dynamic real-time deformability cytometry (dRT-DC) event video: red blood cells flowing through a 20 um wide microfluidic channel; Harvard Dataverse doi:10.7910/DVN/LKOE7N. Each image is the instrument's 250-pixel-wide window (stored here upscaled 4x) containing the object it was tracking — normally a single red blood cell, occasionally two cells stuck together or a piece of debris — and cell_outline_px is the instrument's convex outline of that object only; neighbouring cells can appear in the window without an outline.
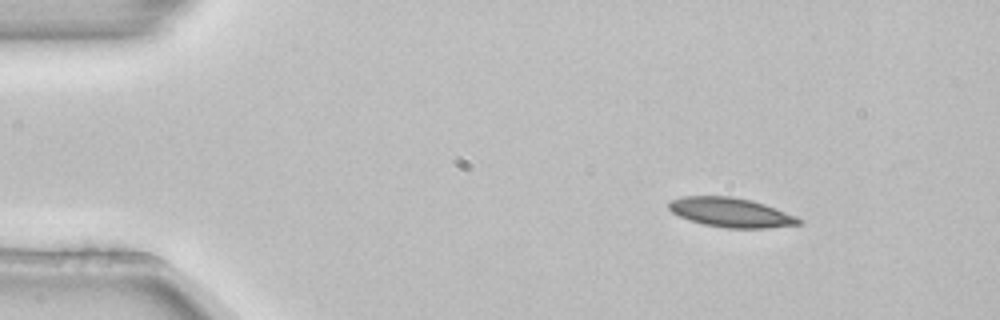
{"species": "common noctule bat (a hibernating species)", "species_latin": "Nyctalus noctula", "temperature_condition": "room temperature", "stored_images_in_passage": 3, "camera_frame_rate_fps": 3000, "um_per_image_px": 0.085, "animal": {"sex": "female", "body_mass_g": 22.7, "forearm_length_mm": 54.2}, "frame": {"image": 1, "passage_image": 1, "time_ms": 0.0, "image_size_px": [1000, 320], "cell_outline_px": [[804, 224], [768, 228], [728, 228], [704, 224], [680, 216], [672, 212], [668, 208], [668, 200], [684, 196], [732, 196], [752, 200], [764, 204], [796, 216], [804, 220]], "centroid_in_image_um": [62.16, 18.05], "position_along_channel_um": 22.8, "area_um2": 22.31}}